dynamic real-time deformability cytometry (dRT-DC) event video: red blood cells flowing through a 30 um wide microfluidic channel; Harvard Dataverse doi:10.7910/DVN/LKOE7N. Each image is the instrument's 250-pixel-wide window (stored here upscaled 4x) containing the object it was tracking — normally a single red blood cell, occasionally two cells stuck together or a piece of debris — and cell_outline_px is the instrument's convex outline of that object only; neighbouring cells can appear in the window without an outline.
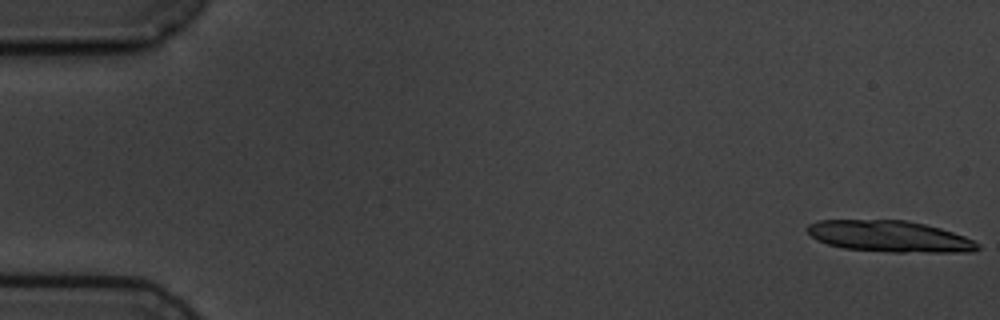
{"species": "common noctule bat (a hibernating species)", "species_latin": "Nyctalus noctula", "temperature_condition": "cold", "stored_images_in_passage": 6, "camera_frame_rate_fps": 3000, "um_per_image_px": 0.085, "animal": {"sex": "male", "body_mass_g": 19.5, "forearm_length_mm": 54.6}, "frame": {"image": 1, "passage_image": 1, "time_ms": 0.0, "image_size_px": [1000, 320], "cell_outline_px": [[980, 248], [972, 252], [892, 252], [844, 248], [828, 244], [816, 240], [804, 228], [808, 224], [816, 220], [908, 220], [940, 228], [964, 236], [980, 244]], "centroid_in_image_um": [75.6, 20.09], "position_along_channel_um": 9.4, "area_um2": 31.15}}
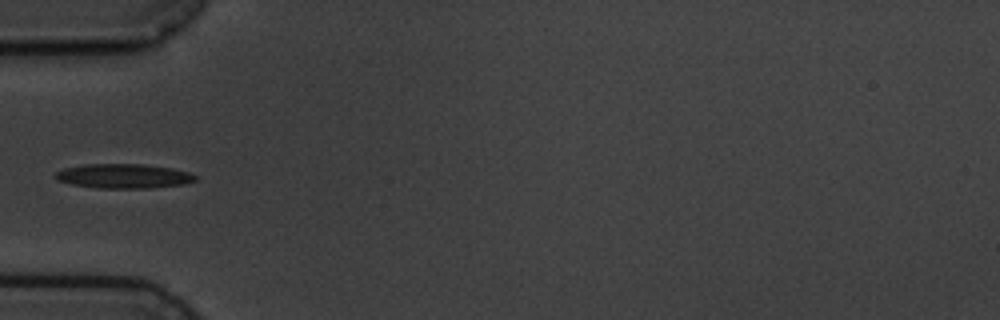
{"frame": {"image": 2, "passage_image": 6, "time_ms": 6.0, "image_size_px": [1000, 320], "cell_outline_px": [[196, 180], [184, 184], [148, 188], [96, 188], [72, 184], [56, 180], [56, 172], [64, 168], [84, 164], [144, 164], [172, 168], [188, 172], [196, 176]], "centroid_in_image_um": [10.5, 14.96], "position_along_channel_um": 74.5, "area_um2": 19.88}}